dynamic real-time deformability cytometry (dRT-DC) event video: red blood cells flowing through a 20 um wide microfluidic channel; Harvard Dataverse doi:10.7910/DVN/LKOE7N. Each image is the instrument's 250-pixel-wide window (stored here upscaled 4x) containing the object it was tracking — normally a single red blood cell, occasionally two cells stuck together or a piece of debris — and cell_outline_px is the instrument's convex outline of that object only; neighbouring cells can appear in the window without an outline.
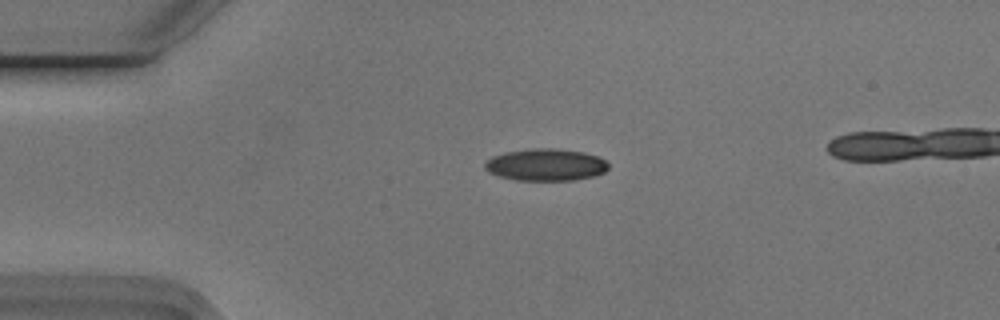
{"species": "Egyptian fruit bat (a non-hibernating species)", "species_latin": "Rousettus aegyptiacus", "temperature_condition": "cold", "stored_images_in_passage": 38, "camera_frame_rate_fps": 3000, "um_per_image_px": 0.085, "animal": {"sex": "male"}, "frame": {"image": 1, "passage_image": 3, "time_ms": 0.667, "image_size_px": [1000, 320], "cell_outline_px": [[608, 168], [604, 172], [592, 176], [576, 180], [516, 180], [500, 176], [488, 172], [484, 168], [484, 164], [492, 156], [504, 152], [532, 148], [556, 148], [584, 152], [600, 156], [608, 164]], "centroid_in_image_um": [46.39, 13.99], "position_along_channel_um": 38.6, "area_um2": 23.18}}
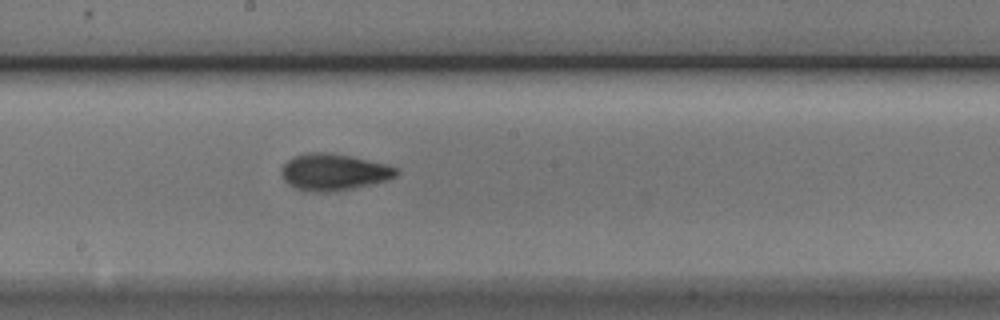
{"frame": {"image": 2, "passage_image": 20, "time_ms": 6.333, "image_size_px": [1000, 320], "cell_outline_px": [[400, 172], [396, 176], [388, 180], [352, 188], [328, 192], [308, 192], [296, 188], [288, 184], [284, 180], [280, 172], [280, 168], [288, 160], [296, 156], [308, 152], [328, 152], [388, 164], [396, 168]], "centroid_in_image_um": [28.35, 14.63], "position_along_channel_um": 219.9, "area_um2": 24.51}}
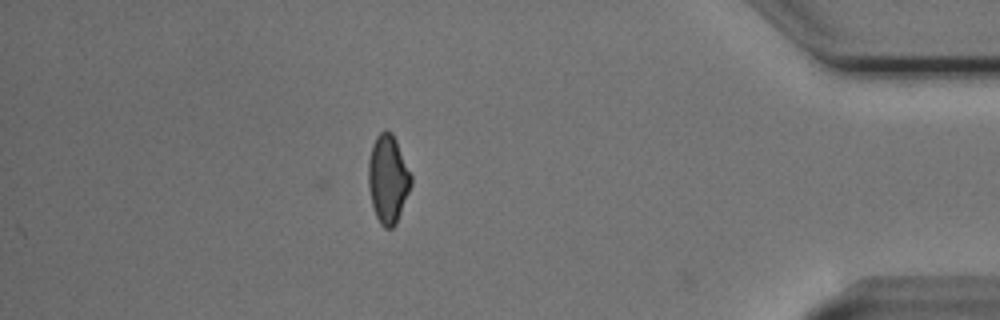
{"frame": {"image": 3, "passage_image": 38, "time_ms": 12.333, "image_size_px": [1000, 320], "cell_outline_px": [[412, 184], [396, 224], [392, 228], [384, 228], [380, 224], [376, 216], [372, 204], [368, 188], [368, 160], [372, 144], [376, 136], [380, 132], [392, 132], [396, 140], [412, 176]], "centroid_in_image_um": [32.97, 15.23], "position_along_channel_um": 402.2, "area_um2": 21.96}, "authors_computed_cell_mechanics": {"area_um2": 22.831, "velocity_mm_per_s": 3.7514, "shape_relaxation_time_tau1_ms": 4.2209, "shape_relaxation_time_tau2_ms": 1.8363, "deformation_change_tau1": 0.1477, "deformation_change_tau2": 0.0702}}